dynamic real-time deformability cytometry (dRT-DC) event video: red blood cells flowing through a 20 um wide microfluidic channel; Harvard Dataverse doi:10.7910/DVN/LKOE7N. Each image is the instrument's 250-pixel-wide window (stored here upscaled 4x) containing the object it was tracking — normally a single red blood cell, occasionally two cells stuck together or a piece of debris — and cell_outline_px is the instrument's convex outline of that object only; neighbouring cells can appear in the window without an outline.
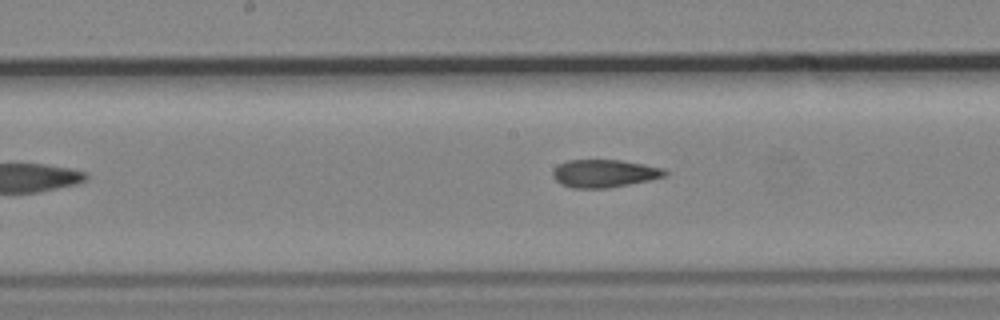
{"species": "common noctule bat (a hibernating species)", "species_latin": "Nyctalus noctula", "temperature_condition": "cold", "stored_images_in_passage": 7, "camera_frame_rate_fps": 3000, "um_per_image_px": 0.085, "animal": {"sex": "male", "body_mass_g": 19.2, "forearm_length_mm": 51.8}, "frame": {"image": 1, "passage_image": 7, "time_ms": 8.0, "image_size_px": [1000, 320], "cell_outline_px": [[668, 172], [664, 176], [648, 180], [608, 188], [572, 188], [560, 184], [552, 176], [552, 172], [560, 164], [568, 160], [620, 160], [644, 164], [664, 168]], "centroid_in_image_um": [51.35, 14.74], "position_along_channel_um": 196.8, "area_um2": 18.03}}